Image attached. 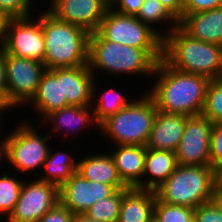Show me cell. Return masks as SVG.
<instances>
[{
    "label": "cell",
    "instance_id": "cell-1",
    "mask_svg": "<svg viewBox=\"0 0 222 222\" xmlns=\"http://www.w3.org/2000/svg\"><path fill=\"white\" fill-rule=\"evenodd\" d=\"M153 77L155 83L145 91L155 101L158 111L186 116L202 113L209 78L178 71L162 59L157 63Z\"/></svg>",
    "mask_w": 222,
    "mask_h": 222
},
{
    "label": "cell",
    "instance_id": "cell-2",
    "mask_svg": "<svg viewBox=\"0 0 222 222\" xmlns=\"http://www.w3.org/2000/svg\"><path fill=\"white\" fill-rule=\"evenodd\" d=\"M161 59L162 49H141L107 41L97 31L89 35L88 65L94 76L100 74L97 71L113 78L137 74L148 76L149 80Z\"/></svg>",
    "mask_w": 222,
    "mask_h": 222
},
{
    "label": "cell",
    "instance_id": "cell-3",
    "mask_svg": "<svg viewBox=\"0 0 222 222\" xmlns=\"http://www.w3.org/2000/svg\"><path fill=\"white\" fill-rule=\"evenodd\" d=\"M162 60L178 71L219 79L222 45L194 39L178 25L163 38Z\"/></svg>",
    "mask_w": 222,
    "mask_h": 222
},
{
    "label": "cell",
    "instance_id": "cell-4",
    "mask_svg": "<svg viewBox=\"0 0 222 222\" xmlns=\"http://www.w3.org/2000/svg\"><path fill=\"white\" fill-rule=\"evenodd\" d=\"M46 69L88 65L89 35L81 27L60 21L46 8L40 11Z\"/></svg>",
    "mask_w": 222,
    "mask_h": 222
},
{
    "label": "cell",
    "instance_id": "cell-5",
    "mask_svg": "<svg viewBox=\"0 0 222 222\" xmlns=\"http://www.w3.org/2000/svg\"><path fill=\"white\" fill-rule=\"evenodd\" d=\"M144 92L141 96L136 93V100L99 125L100 135L109 138L112 146L146 145L158 109L152 97Z\"/></svg>",
    "mask_w": 222,
    "mask_h": 222
},
{
    "label": "cell",
    "instance_id": "cell-6",
    "mask_svg": "<svg viewBox=\"0 0 222 222\" xmlns=\"http://www.w3.org/2000/svg\"><path fill=\"white\" fill-rule=\"evenodd\" d=\"M216 172L211 165H177L173 173L155 192L157 197L168 204L187 206L195 209L213 200Z\"/></svg>",
    "mask_w": 222,
    "mask_h": 222
},
{
    "label": "cell",
    "instance_id": "cell-7",
    "mask_svg": "<svg viewBox=\"0 0 222 222\" xmlns=\"http://www.w3.org/2000/svg\"><path fill=\"white\" fill-rule=\"evenodd\" d=\"M37 128L40 131L43 127L21 120L14 130L11 129L12 132H8L6 161L19 175L30 174L37 168L41 170L48 157L51 148L49 144L53 140L48 132L41 134Z\"/></svg>",
    "mask_w": 222,
    "mask_h": 222
},
{
    "label": "cell",
    "instance_id": "cell-8",
    "mask_svg": "<svg viewBox=\"0 0 222 222\" xmlns=\"http://www.w3.org/2000/svg\"><path fill=\"white\" fill-rule=\"evenodd\" d=\"M97 32L107 41L141 49H162L163 38L136 16L108 9Z\"/></svg>",
    "mask_w": 222,
    "mask_h": 222
},
{
    "label": "cell",
    "instance_id": "cell-9",
    "mask_svg": "<svg viewBox=\"0 0 222 222\" xmlns=\"http://www.w3.org/2000/svg\"><path fill=\"white\" fill-rule=\"evenodd\" d=\"M5 53L6 90L5 96L13 108L25 106L36 95L43 72L46 70L42 62L17 57Z\"/></svg>",
    "mask_w": 222,
    "mask_h": 222
},
{
    "label": "cell",
    "instance_id": "cell-10",
    "mask_svg": "<svg viewBox=\"0 0 222 222\" xmlns=\"http://www.w3.org/2000/svg\"><path fill=\"white\" fill-rule=\"evenodd\" d=\"M2 48L14 56L43 63L45 42L40 12L38 15L7 19Z\"/></svg>",
    "mask_w": 222,
    "mask_h": 222
},
{
    "label": "cell",
    "instance_id": "cell-11",
    "mask_svg": "<svg viewBox=\"0 0 222 222\" xmlns=\"http://www.w3.org/2000/svg\"><path fill=\"white\" fill-rule=\"evenodd\" d=\"M38 177L23 181L19 199L6 222H38L59 203V187Z\"/></svg>",
    "mask_w": 222,
    "mask_h": 222
},
{
    "label": "cell",
    "instance_id": "cell-12",
    "mask_svg": "<svg viewBox=\"0 0 222 222\" xmlns=\"http://www.w3.org/2000/svg\"><path fill=\"white\" fill-rule=\"evenodd\" d=\"M213 123L204 115L188 116L176 149V160L183 166L211 165L210 138Z\"/></svg>",
    "mask_w": 222,
    "mask_h": 222
},
{
    "label": "cell",
    "instance_id": "cell-13",
    "mask_svg": "<svg viewBox=\"0 0 222 222\" xmlns=\"http://www.w3.org/2000/svg\"><path fill=\"white\" fill-rule=\"evenodd\" d=\"M47 11L60 21L94 33L110 6L104 0H49ZM50 8V9H49Z\"/></svg>",
    "mask_w": 222,
    "mask_h": 222
},
{
    "label": "cell",
    "instance_id": "cell-14",
    "mask_svg": "<svg viewBox=\"0 0 222 222\" xmlns=\"http://www.w3.org/2000/svg\"><path fill=\"white\" fill-rule=\"evenodd\" d=\"M116 190L108 184L86 180L77 172L59 187V203L73 214H84L92 205Z\"/></svg>",
    "mask_w": 222,
    "mask_h": 222
},
{
    "label": "cell",
    "instance_id": "cell-15",
    "mask_svg": "<svg viewBox=\"0 0 222 222\" xmlns=\"http://www.w3.org/2000/svg\"><path fill=\"white\" fill-rule=\"evenodd\" d=\"M44 124H50L48 125L49 129L47 132L51 138L55 135H62L63 137L66 135L65 138H71L73 135L75 138L80 131L79 134L81 135L82 131L89 127H95L94 129L99 131V124L95 120L92 106L70 105L53 111L40 122V125L43 127Z\"/></svg>",
    "mask_w": 222,
    "mask_h": 222
},
{
    "label": "cell",
    "instance_id": "cell-16",
    "mask_svg": "<svg viewBox=\"0 0 222 222\" xmlns=\"http://www.w3.org/2000/svg\"><path fill=\"white\" fill-rule=\"evenodd\" d=\"M27 106L38 113L41 120L53 111L70 106L66 97H63L62 68L46 69L43 72L38 91Z\"/></svg>",
    "mask_w": 222,
    "mask_h": 222
},
{
    "label": "cell",
    "instance_id": "cell-17",
    "mask_svg": "<svg viewBox=\"0 0 222 222\" xmlns=\"http://www.w3.org/2000/svg\"><path fill=\"white\" fill-rule=\"evenodd\" d=\"M113 149L109 152H111L110 154L114 159L122 182L127 187L143 189L147 147L141 145H114Z\"/></svg>",
    "mask_w": 222,
    "mask_h": 222
},
{
    "label": "cell",
    "instance_id": "cell-18",
    "mask_svg": "<svg viewBox=\"0 0 222 222\" xmlns=\"http://www.w3.org/2000/svg\"><path fill=\"white\" fill-rule=\"evenodd\" d=\"M186 115L158 111L146 147L176 152L184 133Z\"/></svg>",
    "mask_w": 222,
    "mask_h": 222
},
{
    "label": "cell",
    "instance_id": "cell-19",
    "mask_svg": "<svg viewBox=\"0 0 222 222\" xmlns=\"http://www.w3.org/2000/svg\"><path fill=\"white\" fill-rule=\"evenodd\" d=\"M97 151L100 153L97 154ZM97 151L95 150L94 153L88 155L87 151L83 155L84 158L80 157L77 162V173L86 180L111 185L115 190L128 188L120 179L110 152L107 153L98 149Z\"/></svg>",
    "mask_w": 222,
    "mask_h": 222
},
{
    "label": "cell",
    "instance_id": "cell-20",
    "mask_svg": "<svg viewBox=\"0 0 222 222\" xmlns=\"http://www.w3.org/2000/svg\"><path fill=\"white\" fill-rule=\"evenodd\" d=\"M95 77L89 65L62 68L63 97L73 106H92Z\"/></svg>",
    "mask_w": 222,
    "mask_h": 222
},
{
    "label": "cell",
    "instance_id": "cell-21",
    "mask_svg": "<svg viewBox=\"0 0 222 222\" xmlns=\"http://www.w3.org/2000/svg\"><path fill=\"white\" fill-rule=\"evenodd\" d=\"M179 26L194 39L222 45V7L183 14Z\"/></svg>",
    "mask_w": 222,
    "mask_h": 222
},
{
    "label": "cell",
    "instance_id": "cell-22",
    "mask_svg": "<svg viewBox=\"0 0 222 222\" xmlns=\"http://www.w3.org/2000/svg\"><path fill=\"white\" fill-rule=\"evenodd\" d=\"M156 197L154 190L125 188L118 222H151Z\"/></svg>",
    "mask_w": 222,
    "mask_h": 222
},
{
    "label": "cell",
    "instance_id": "cell-23",
    "mask_svg": "<svg viewBox=\"0 0 222 222\" xmlns=\"http://www.w3.org/2000/svg\"><path fill=\"white\" fill-rule=\"evenodd\" d=\"M176 153L147 148L143 172V189L156 190L176 169Z\"/></svg>",
    "mask_w": 222,
    "mask_h": 222
},
{
    "label": "cell",
    "instance_id": "cell-24",
    "mask_svg": "<svg viewBox=\"0 0 222 222\" xmlns=\"http://www.w3.org/2000/svg\"><path fill=\"white\" fill-rule=\"evenodd\" d=\"M97 81L98 79L95 78L93 83L92 108L95 120L100 125L105 119L125 108L136 98H134L135 96H127L128 93L119 92L113 87L99 92L97 88L99 81Z\"/></svg>",
    "mask_w": 222,
    "mask_h": 222
},
{
    "label": "cell",
    "instance_id": "cell-25",
    "mask_svg": "<svg viewBox=\"0 0 222 222\" xmlns=\"http://www.w3.org/2000/svg\"><path fill=\"white\" fill-rule=\"evenodd\" d=\"M76 155L73 156L69 151H58L53 152L50 148L48 157L43 164L42 171L44 175L38 179L53 183L60 187L64 184L74 172H77V160ZM75 157V158H74ZM44 169V170H43Z\"/></svg>",
    "mask_w": 222,
    "mask_h": 222
},
{
    "label": "cell",
    "instance_id": "cell-26",
    "mask_svg": "<svg viewBox=\"0 0 222 222\" xmlns=\"http://www.w3.org/2000/svg\"><path fill=\"white\" fill-rule=\"evenodd\" d=\"M136 17L142 23L149 25L162 38L170 34L179 25V22L159 0H144ZM160 26L161 28H159Z\"/></svg>",
    "mask_w": 222,
    "mask_h": 222
},
{
    "label": "cell",
    "instance_id": "cell-27",
    "mask_svg": "<svg viewBox=\"0 0 222 222\" xmlns=\"http://www.w3.org/2000/svg\"><path fill=\"white\" fill-rule=\"evenodd\" d=\"M125 188L92 205L84 214L96 222H118Z\"/></svg>",
    "mask_w": 222,
    "mask_h": 222
},
{
    "label": "cell",
    "instance_id": "cell-28",
    "mask_svg": "<svg viewBox=\"0 0 222 222\" xmlns=\"http://www.w3.org/2000/svg\"><path fill=\"white\" fill-rule=\"evenodd\" d=\"M23 179L19 176L12 177L9 173L0 176V216L7 220L14 211L16 203L19 199Z\"/></svg>",
    "mask_w": 222,
    "mask_h": 222
},
{
    "label": "cell",
    "instance_id": "cell-29",
    "mask_svg": "<svg viewBox=\"0 0 222 222\" xmlns=\"http://www.w3.org/2000/svg\"><path fill=\"white\" fill-rule=\"evenodd\" d=\"M201 114L213 124H222V81L220 79L209 81Z\"/></svg>",
    "mask_w": 222,
    "mask_h": 222
},
{
    "label": "cell",
    "instance_id": "cell-30",
    "mask_svg": "<svg viewBox=\"0 0 222 222\" xmlns=\"http://www.w3.org/2000/svg\"><path fill=\"white\" fill-rule=\"evenodd\" d=\"M154 217L160 222H195L193 208L168 204L158 197L154 205Z\"/></svg>",
    "mask_w": 222,
    "mask_h": 222
},
{
    "label": "cell",
    "instance_id": "cell-31",
    "mask_svg": "<svg viewBox=\"0 0 222 222\" xmlns=\"http://www.w3.org/2000/svg\"><path fill=\"white\" fill-rule=\"evenodd\" d=\"M32 2L33 0H0V12L8 19L31 16L35 14L34 10L37 11L34 7L36 2ZM32 7L34 10H31Z\"/></svg>",
    "mask_w": 222,
    "mask_h": 222
},
{
    "label": "cell",
    "instance_id": "cell-32",
    "mask_svg": "<svg viewBox=\"0 0 222 222\" xmlns=\"http://www.w3.org/2000/svg\"><path fill=\"white\" fill-rule=\"evenodd\" d=\"M211 166L217 173L222 169V124H213L210 138Z\"/></svg>",
    "mask_w": 222,
    "mask_h": 222
},
{
    "label": "cell",
    "instance_id": "cell-33",
    "mask_svg": "<svg viewBox=\"0 0 222 222\" xmlns=\"http://www.w3.org/2000/svg\"><path fill=\"white\" fill-rule=\"evenodd\" d=\"M195 222H222V209L212 200L194 209Z\"/></svg>",
    "mask_w": 222,
    "mask_h": 222
},
{
    "label": "cell",
    "instance_id": "cell-34",
    "mask_svg": "<svg viewBox=\"0 0 222 222\" xmlns=\"http://www.w3.org/2000/svg\"><path fill=\"white\" fill-rule=\"evenodd\" d=\"M74 214L58 203L53 209L44 214L38 222H73Z\"/></svg>",
    "mask_w": 222,
    "mask_h": 222
},
{
    "label": "cell",
    "instance_id": "cell-35",
    "mask_svg": "<svg viewBox=\"0 0 222 222\" xmlns=\"http://www.w3.org/2000/svg\"><path fill=\"white\" fill-rule=\"evenodd\" d=\"M220 7L219 0H183V14H193Z\"/></svg>",
    "mask_w": 222,
    "mask_h": 222
},
{
    "label": "cell",
    "instance_id": "cell-36",
    "mask_svg": "<svg viewBox=\"0 0 222 222\" xmlns=\"http://www.w3.org/2000/svg\"><path fill=\"white\" fill-rule=\"evenodd\" d=\"M144 0H116L110 7L115 12L136 16Z\"/></svg>",
    "mask_w": 222,
    "mask_h": 222
},
{
    "label": "cell",
    "instance_id": "cell-37",
    "mask_svg": "<svg viewBox=\"0 0 222 222\" xmlns=\"http://www.w3.org/2000/svg\"><path fill=\"white\" fill-rule=\"evenodd\" d=\"M159 1L178 22L183 18V0H159Z\"/></svg>",
    "mask_w": 222,
    "mask_h": 222
},
{
    "label": "cell",
    "instance_id": "cell-38",
    "mask_svg": "<svg viewBox=\"0 0 222 222\" xmlns=\"http://www.w3.org/2000/svg\"><path fill=\"white\" fill-rule=\"evenodd\" d=\"M6 90V65L4 49L0 48V91L5 95Z\"/></svg>",
    "mask_w": 222,
    "mask_h": 222
},
{
    "label": "cell",
    "instance_id": "cell-39",
    "mask_svg": "<svg viewBox=\"0 0 222 222\" xmlns=\"http://www.w3.org/2000/svg\"><path fill=\"white\" fill-rule=\"evenodd\" d=\"M7 110L10 112L11 110H13L14 112V108L12 107V105L7 101L6 96L0 91V125H3L2 123L3 120H5L4 115ZM5 112V113H4ZM4 119H3V118Z\"/></svg>",
    "mask_w": 222,
    "mask_h": 222
},
{
    "label": "cell",
    "instance_id": "cell-40",
    "mask_svg": "<svg viewBox=\"0 0 222 222\" xmlns=\"http://www.w3.org/2000/svg\"><path fill=\"white\" fill-rule=\"evenodd\" d=\"M213 201L222 209V184L217 179L213 188Z\"/></svg>",
    "mask_w": 222,
    "mask_h": 222
},
{
    "label": "cell",
    "instance_id": "cell-41",
    "mask_svg": "<svg viewBox=\"0 0 222 222\" xmlns=\"http://www.w3.org/2000/svg\"><path fill=\"white\" fill-rule=\"evenodd\" d=\"M3 128V125H0V162L3 163L2 159L4 160L5 159V162H6V153H7V139H8V134L4 137L2 135V129Z\"/></svg>",
    "mask_w": 222,
    "mask_h": 222
},
{
    "label": "cell",
    "instance_id": "cell-42",
    "mask_svg": "<svg viewBox=\"0 0 222 222\" xmlns=\"http://www.w3.org/2000/svg\"><path fill=\"white\" fill-rule=\"evenodd\" d=\"M8 18L0 12V48H2L5 37V25Z\"/></svg>",
    "mask_w": 222,
    "mask_h": 222
},
{
    "label": "cell",
    "instance_id": "cell-43",
    "mask_svg": "<svg viewBox=\"0 0 222 222\" xmlns=\"http://www.w3.org/2000/svg\"><path fill=\"white\" fill-rule=\"evenodd\" d=\"M73 222H96V221L89 218L86 214H74Z\"/></svg>",
    "mask_w": 222,
    "mask_h": 222
},
{
    "label": "cell",
    "instance_id": "cell-44",
    "mask_svg": "<svg viewBox=\"0 0 222 222\" xmlns=\"http://www.w3.org/2000/svg\"><path fill=\"white\" fill-rule=\"evenodd\" d=\"M216 179L222 184V169L216 173Z\"/></svg>",
    "mask_w": 222,
    "mask_h": 222
},
{
    "label": "cell",
    "instance_id": "cell-45",
    "mask_svg": "<svg viewBox=\"0 0 222 222\" xmlns=\"http://www.w3.org/2000/svg\"><path fill=\"white\" fill-rule=\"evenodd\" d=\"M110 7L116 0H104Z\"/></svg>",
    "mask_w": 222,
    "mask_h": 222
},
{
    "label": "cell",
    "instance_id": "cell-46",
    "mask_svg": "<svg viewBox=\"0 0 222 222\" xmlns=\"http://www.w3.org/2000/svg\"><path fill=\"white\" fill-rule=\"evenodd\" d=\"M151 222H160L159 220H157L155 217L152 218Z\"/></svg>",
    "mask_w": 222,
    "mask_h": 222
},
{
    "label": "cell",
    "instance_id": "cell-47",
    "mask_svg": "<svg viewBox=\"0 0 222 222\" xmlns=\"http://www.w3.org/2000/svg\"><path fill=\"white\" fill-rule=\"evenodd\" d=\"M220 7H222V0H219Z\"/></svg>",
    "mask_w": 222,
    "mask_h": 222
}]
</instances>
